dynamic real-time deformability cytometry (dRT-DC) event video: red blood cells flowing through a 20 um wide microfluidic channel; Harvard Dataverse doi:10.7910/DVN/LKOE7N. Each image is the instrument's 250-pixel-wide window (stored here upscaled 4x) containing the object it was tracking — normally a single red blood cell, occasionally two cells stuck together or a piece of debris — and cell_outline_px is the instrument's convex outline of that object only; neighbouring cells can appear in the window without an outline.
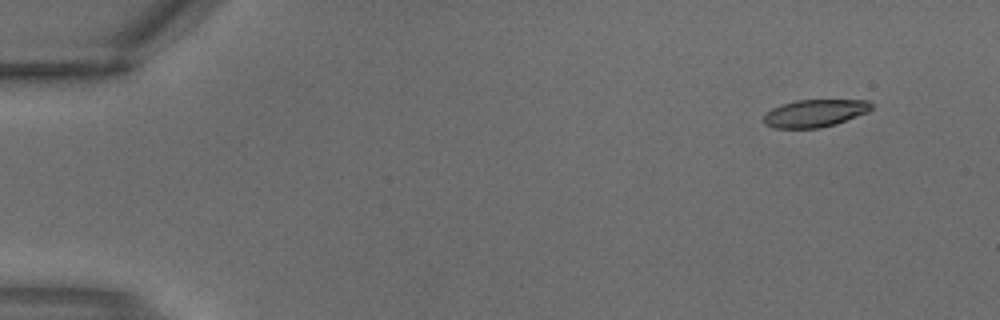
{"species": "common noctule bat (a hibernating species)", "species_latin": "Nyctalus noctula", "temperature_condition": "warm", "stored_images_in_passage": 3, "camera_frame_rate_fps": 3000, "um_per_image_px": 0.085, "animal": {"sex": "male", "body_mass_g": 18.8}, "frame": {"image": 1, "passage_image": 1, "time_ms": 0.0, "image_size_px": [1000, 320], "cell_outline_px": [[872, 108], [868, 112], [836, 124], [820, 128], [772, 128], [764, 124], [764, 112], [780, 104], [796, 100], [868, 100], [872, 104]], "centroid_in_image_um": [69.23, 9.62], "position_along_channel_um": 15.8, "area_um2": 17.46}}
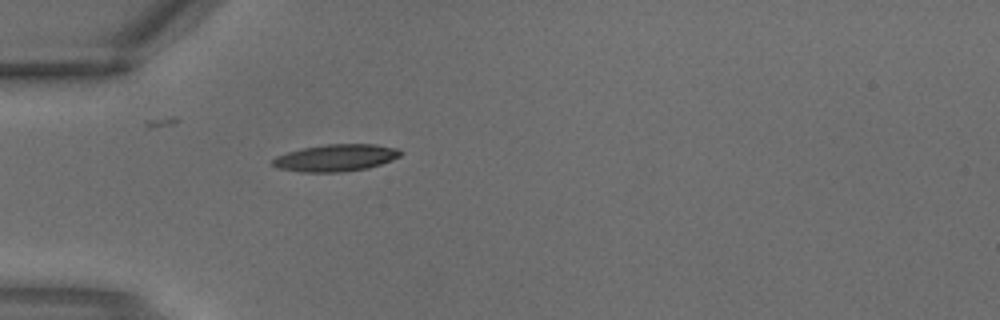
{"frame": {"image": 2, "passage_image": 3, "time_ms": 0.667, "image_size_px": [1000, 320], "cell_outline_px": [[404, 152], [400, 156], [392, 160], [368, 168], [344, 172], [304, 172], [276, 168], [272, 164], [272, 160], [276, 156], [288, 152], [304, 148], [324, 144], [376, 144], [396, 148]], "centroid_in_image_um": [28.56, 13.41], "position_along_channel_um": 56.4, "area_um2": 20.17}}